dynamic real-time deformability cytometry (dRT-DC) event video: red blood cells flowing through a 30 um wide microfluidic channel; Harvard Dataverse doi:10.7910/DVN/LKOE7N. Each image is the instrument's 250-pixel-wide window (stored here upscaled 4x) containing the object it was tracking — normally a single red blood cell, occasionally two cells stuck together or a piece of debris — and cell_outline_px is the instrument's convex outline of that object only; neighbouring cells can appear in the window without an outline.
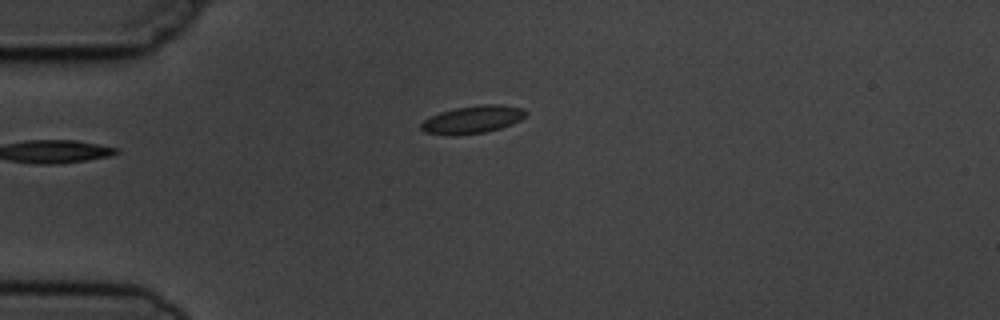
{"species": "common noctule bat (a hibernating species)", "species_latin": "Nyctalus noctula", "temperature_condition": "cold", "stored_images_in_passage": 2, "camera_frame_rate_fps": 3000, "um_per_image_px": 0.085, "animal": {"sex": "male", "body_mass_g": 19.5, "forearm_length_mm": 54.6}, "frame": {"image": 1, "passage_image": 2, "time_ms": 1.0, "image_size_px": [1000, 320], "cell_outline_px": [[528, 112], [520, 120], [512, 124], [500, 128], [484, 132], [424, 132], [420, 128], [420, 124], [424, 120], [440, 112], [456, 108], [480, 104], [500, 104], [524, 108]], "centroid_in_image_um": [40.27, 10.09], "position_along_channel_um": 44.7, "area_um2": 16.07}}